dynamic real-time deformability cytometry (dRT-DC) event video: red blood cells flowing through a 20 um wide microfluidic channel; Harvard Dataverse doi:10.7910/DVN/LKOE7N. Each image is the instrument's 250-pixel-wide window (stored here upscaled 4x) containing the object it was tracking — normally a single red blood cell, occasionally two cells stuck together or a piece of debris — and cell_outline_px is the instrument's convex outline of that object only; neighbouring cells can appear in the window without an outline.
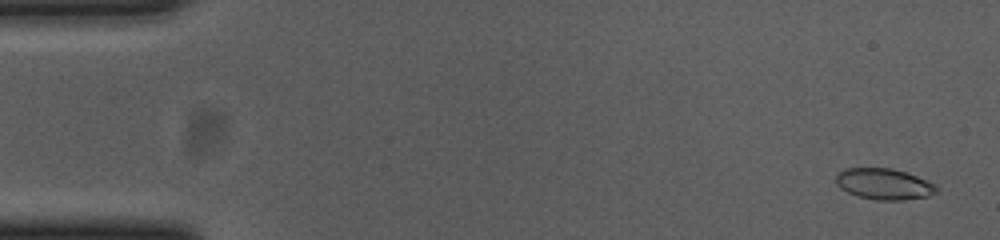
{"species": "common noctule bat (a hibernating species)", "species_latin": "Nyctalus noctula", "temperature_condition": "cold", "stored_images_in_passage": 56, "camera_frame_rate_fps": 3000, "um_per_image_px": 0.085, "animal": {"sex": "female", "body_mass_g": 23.0, "forearm_length_mm": 53.4}, "frame": {"image": 1, "passage_image": 3, "time_ms": 0.667, "image_size_px": [1000, 240], "cell_outline_px": [[940, 188], [936, 192], [928, 196], [904, 200], [876, 200], [860, 196], [848, 192], [840, 188], [836, 184], [836, 176], [844, 168], [892, 168], [916, 176], [936, 184]], "centroid_in_image_um": [75.16, 15.64], "position_along_channel_um": 9.8, "area_um2": 18.15}}
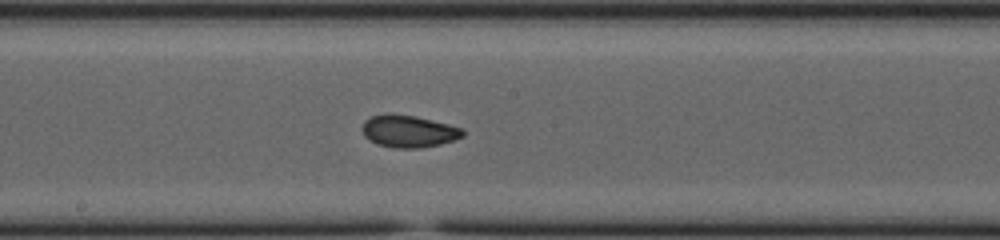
{"frame": {"image": 2, "passage_image": 30, "time_ms": 9.667, "image_size_px": [1000, 240], "cell_outline_px": [[464, 136], [440, 144], [420, 148], [392, 148], [376, 144], [364, 136], [360, 128], [364, 120], [372, 116], [388, 112], [416, 116], [464, 128]], "centroid_in_image_um": [34.69, 11.14], "position_along_channel_um": 213.5, "area_um2": 19.19}}
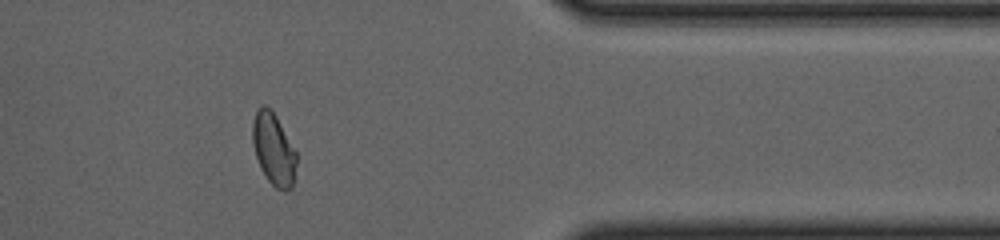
{"frame": {"image": 3, "passage_image": 46, "time_ms": 15.0, "image_size_px": [1000, 240], "cell_outline_px": [[296, 164], [292, 188], [284, 192], [276, 188], [268, 180], [260, 168], [256, 156], [252, 140], [252, 124], [256, 108], [264, 104], [276, 116], [296, 152]], "centroid_in_image_um": [23.24, 12.69], "position_along_channel_um": 388.2, "area_um2": 18.32}, "authors_computed_cell_mechanics": {"area_um2": 18.3515, "velocity_mm_per_s": 3.6735, "shape_relaxation_time_tau1_ms": 9.4177, "shape_relaxation_time_tau2_ms": 1.5562, "deformation_change_tau1": 0.1927, "deformation_change_tau2": 0.0513}}